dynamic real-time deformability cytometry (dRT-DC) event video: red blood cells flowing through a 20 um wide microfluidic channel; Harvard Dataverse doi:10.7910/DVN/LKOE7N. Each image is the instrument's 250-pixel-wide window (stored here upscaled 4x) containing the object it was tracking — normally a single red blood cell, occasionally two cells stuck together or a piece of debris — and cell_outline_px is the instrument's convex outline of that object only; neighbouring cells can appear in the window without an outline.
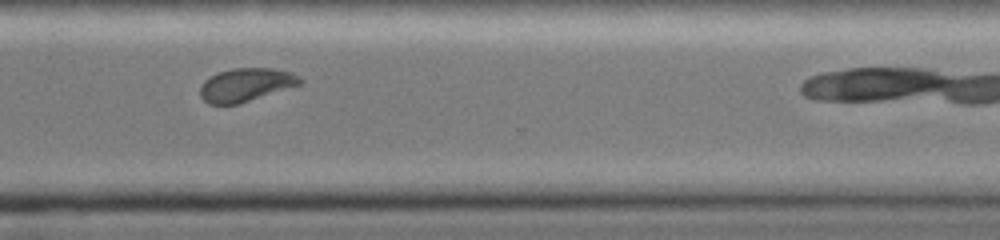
{"species": "common noctule bat (a hibernating species)", "species_latin": "Nyctalus noctula", "temperature_condition": "cold", "stored_images_in_passage": 20, "camera_frame_rate_fps": 3000, "um_per_image_px": 0.085, "animal": {"sex": "female", "body_mass_g": 19.0, "forearm_length_mm": 51.5}, "frame": {"image": 1, "passage_image": 15, "time_ms": 7.667, "image_size_px": [1000, 240], "cell_outline_px": [[304, 80], [300, 84], [240, 104], [208, 104], [200, 96], [200, 88], [204, 80], [220, 72], [232, 68], [272, 68], [292, 72], [300, 76]], "centroid_in_image_um": [20.91, 7.21], "position_along_channel_um": 349.7, "area_um2": 19.36}, "authors_computed_cell_mechanics": {"area_um2": 20.7791, "velocity_mm_per_s": 4.1006, "shape_relaxation_time_tau1_ms": 3.9473, "shape_relaxation_time_tau2_ms": 6.1187, "deformation_change_tau1": 0.1291, "deformation_change_tau2": 0.0608}}